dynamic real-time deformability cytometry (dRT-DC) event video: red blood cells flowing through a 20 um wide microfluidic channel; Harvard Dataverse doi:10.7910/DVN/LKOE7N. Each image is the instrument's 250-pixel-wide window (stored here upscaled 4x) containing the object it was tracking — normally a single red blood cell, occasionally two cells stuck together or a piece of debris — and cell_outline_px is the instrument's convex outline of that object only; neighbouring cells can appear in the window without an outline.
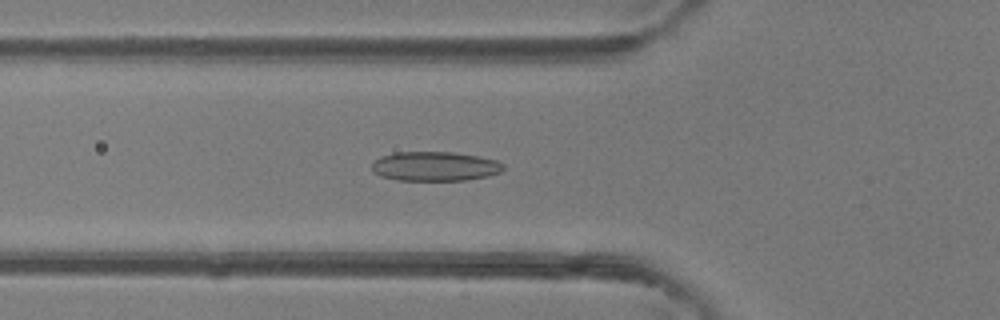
{"species": "common noctule bat (a hibernating species)", "species_latin": "Nyctalus noctula", "temperature_condition": "room temperature", "stored_images_in_passage": 47, "camera_frame_rate_fps": 3000, "um_per_image_px": 0.085, "animal": {"sex": "female"}, "frame": {"image": 1, "passage_image": 17, "time_ms": 5.333, "image_size_px": [1000, 320], "cell_outline_px": [[504, 168], [500, 172], [488, 176], [464, 180], [396, 180], [380, 176], [372, 172], [372, 160], [380, 156], [396, 152], [452, 152], [480, 156], [496, 160], [504, 164]], "centroid_in_image_um": [36.93, 14.13], "position_along_channel_um": 88.9, "area_um2": 22.72}}
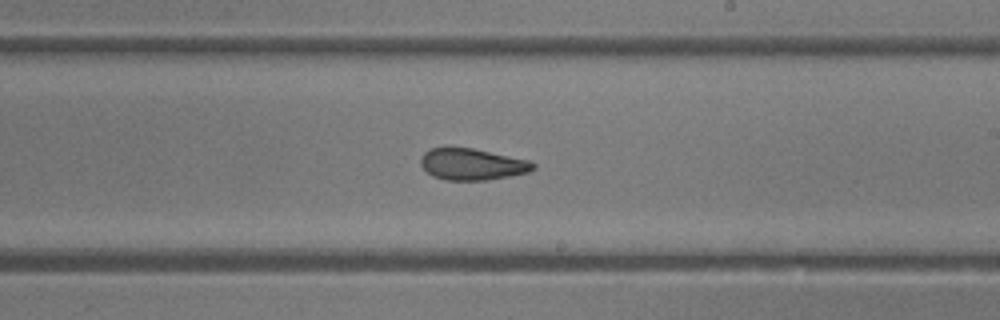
{"frame": {"image": 2, "passage_image": 28, "time_ms": 9.0, "image_size_px": [1000, 320], "cell_outline_px": [[536, 168], [528, 172], [488, 180], [444, 180], [432, 176], [420, 164], [420, 156], [428, 148], [448, 144], [452, 144], [472, 148], [528, 160], [536, 164]], "centroid_in_image_um": [40.04, 13.92], "position_along_channel_um": 249.0, "area_um2": 21.27}}
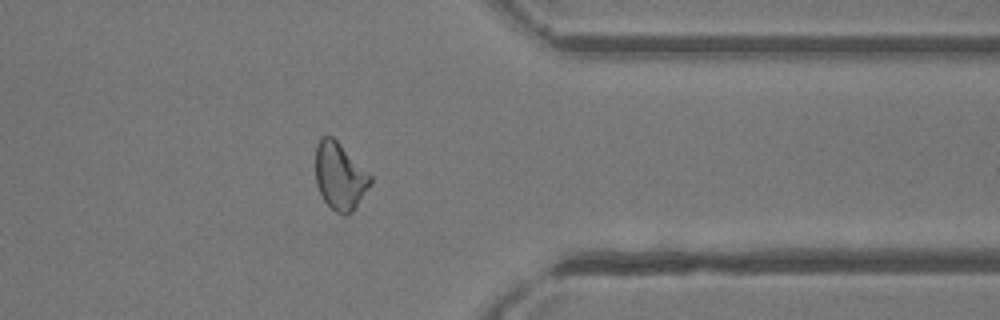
{"frame": {"image": 3, "passage_image": 38, "time_ms": 12.333, "image_size_px": [1000, 320], "cell_outline_px": [[372, 180], [356, 208], [352, 212], [344, 216], [336, 212], [324, 200], [316, 184], [316, 144], [320, 136], [332, 136], [372, 176]], "centroid_in_image_um": [28.87, 14.98], "position_along_channel_um": 382.5, "area_um2": 21.27}, "authors_computed_cell_mechanics": {"area_um2": 21.964, "velocity_mm_per_s": 4.3471, "shape_relaxation_time_tau1_ms": 7.5712, "shape_relaxation_time_tau2_ms": 2.38, "deformation_change_tau1": 0.1958, "deformation_change_tau2": 0.0907}}